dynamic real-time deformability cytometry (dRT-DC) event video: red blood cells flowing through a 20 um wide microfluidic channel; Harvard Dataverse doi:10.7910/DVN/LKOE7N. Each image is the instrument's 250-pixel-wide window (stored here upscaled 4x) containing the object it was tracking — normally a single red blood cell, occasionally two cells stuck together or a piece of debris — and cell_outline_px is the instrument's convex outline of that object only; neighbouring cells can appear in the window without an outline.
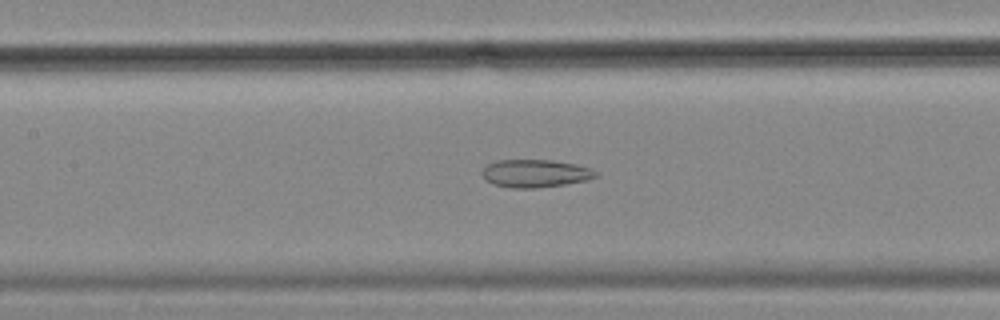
{"species": "common noctule bat (a hibernating species)", "species_latin": "Nyctalus noctula", "temperature_condition": "cold", "stored_images_in_passage": 56, "camera_frame_rate_fps": 3000, "um_per_image_px": 0.085, "animal": {"sex": "female", "body_mass_g": 18.4}, "frame": {"image": 1, "passage_image": 25, "time_ms": 8.0, "image_size_px": [1000, 320], "cell_outline_px": [[600, 176], [588, 180], [564, 184], [536, 188], [512, 188], [492, 184], [484, 180], [480, 172], [488, 164], [496, 160], [552, 160], [576, 164], [592, 168], [600, 172]], "centroid_in_image_um": [45.52, 14.74], "position_along_channel_um": 161.9, "area_um2": 18.79}}
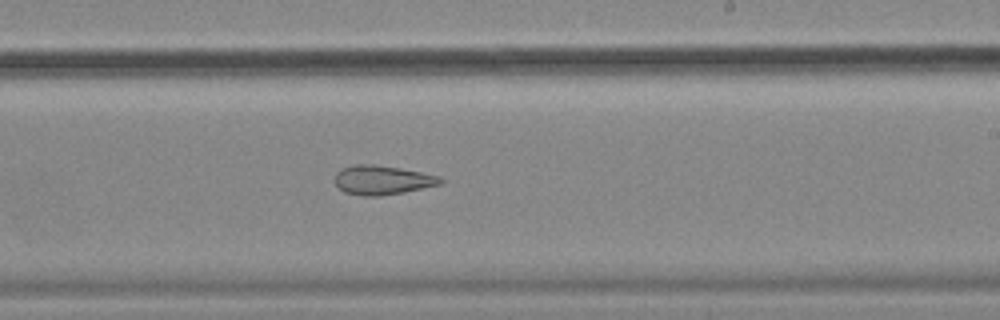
{"frame": {"image": 2, "passage_image": 33, "time_ms": 10.667, "image_size_px": [1000, 320], "cell_outline_px": [[444, 180], [440, 184], [404, 192], [380, 196], [364, 196], [344, 192], [336, 184], [336, 172], [340, 168], [352, 164], [372, 164], [400, 168], [440, 176]], "centroid_in_image_um": [32.47, 15.29], "position_along_channel_um": 256.5, "area_um2": 17.92}}
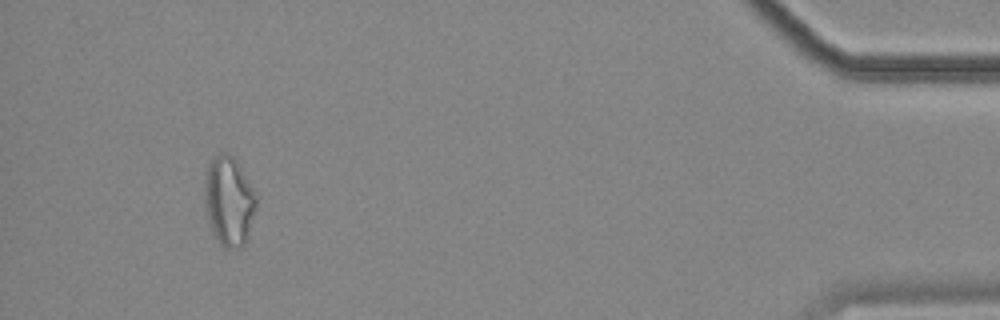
{"frame": {"image": 3, "passage_image": 52, "time_ms": 17.0, "image_size_px": [1000, 320], "cell_outline_px": [[256, 204], [248, 236], [244, 244], [228, 248], [224, 248], [220, 244], [208, 220], [204, 192], [204, 188], [208, 164], [220, 152], [228, 152], [236, 160], [252, 188], [256, 196]], "centroid_in_image_um": [19.45, 17.06], "position_along_channel_um": 415.7, "area_um2": 26.18}, "authors_computed_cell_mechanics": {"area_um2": 24.0448, "velocity_mm_per_s": 3.5753, "shape_relaxation_time_tau1_ms": null, "shape_relaxation_time_tau2_ms": 8.8315, "deformation_change_tau1": null, "deformation_change_tau2": 0.206}}